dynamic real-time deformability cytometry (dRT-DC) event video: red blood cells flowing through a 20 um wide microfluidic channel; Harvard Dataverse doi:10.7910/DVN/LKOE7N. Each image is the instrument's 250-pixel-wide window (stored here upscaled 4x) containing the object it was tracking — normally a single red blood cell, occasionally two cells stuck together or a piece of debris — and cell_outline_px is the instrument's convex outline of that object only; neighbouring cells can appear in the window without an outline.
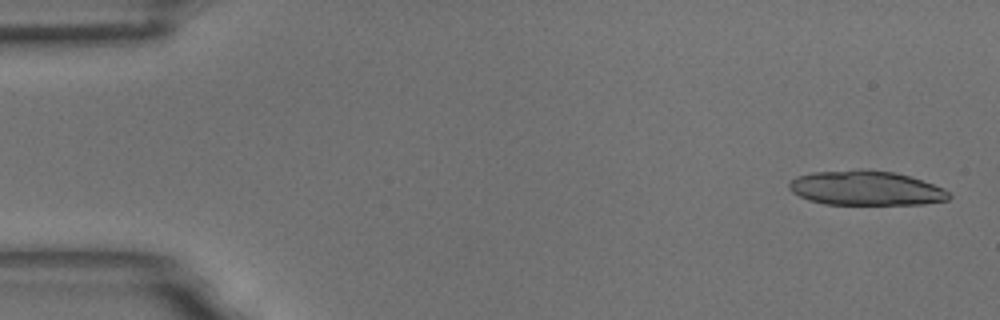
{"species": "common noctule bat (a hibernating species)", "species_latin": "Nyctalus noctula", "temperature_condition": "room temperature", "stored_images_in_passage": 25, "camera_frame_rate_fps": 3000, "um_per_image_px": 0.085, "animal": {"sex": "male", "body_mass_g": 18.8}, "frame": {"image": 1, "passage_image": 2, "time_ms": 0.333, "image_size_px": [1000, 320], "cell_outline_px": [[952, 196], [948, 200], [924, 204], [824, 204], [808, 200], [792, 192], [788, 188], [788, 184], [796, 176], [812, 172], [856, 168], [868, 168], [896, 172], [944, 188]], "centroid_in_image_um": [73.57, 15.97], "position_along_channel_um": 11.4, "area_um2": 32.6}}
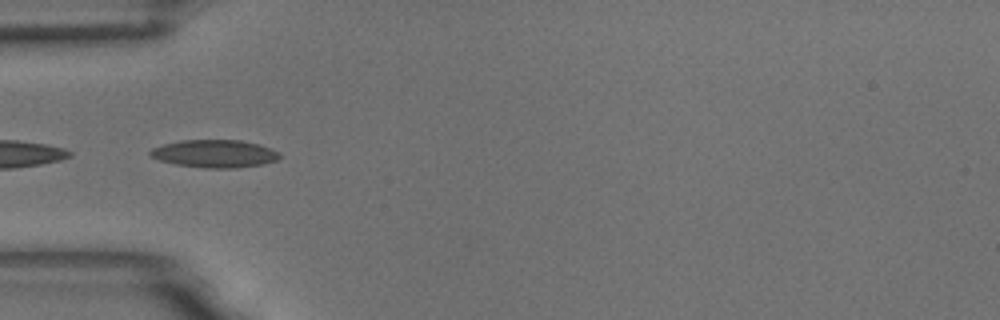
{"frame": {"image": 2, "passage_image": 18, "time_ms": 5.667, "image_size_px": [1000, 320], "cell_outline_px": [[280, 156], [276, 160], [264, 164], [236, 168], [204, 168], [176, 164], [160, 160], [148, 156], [148, 152], [152, 148], [164, 144], [180, 140], [240, 140], [260, 144], [272, 148], [280, 152]], "centroid_in_image_um": [18.25, 13.06], "position_along_channel_um": 66.7, "area_um2": 21.1}}